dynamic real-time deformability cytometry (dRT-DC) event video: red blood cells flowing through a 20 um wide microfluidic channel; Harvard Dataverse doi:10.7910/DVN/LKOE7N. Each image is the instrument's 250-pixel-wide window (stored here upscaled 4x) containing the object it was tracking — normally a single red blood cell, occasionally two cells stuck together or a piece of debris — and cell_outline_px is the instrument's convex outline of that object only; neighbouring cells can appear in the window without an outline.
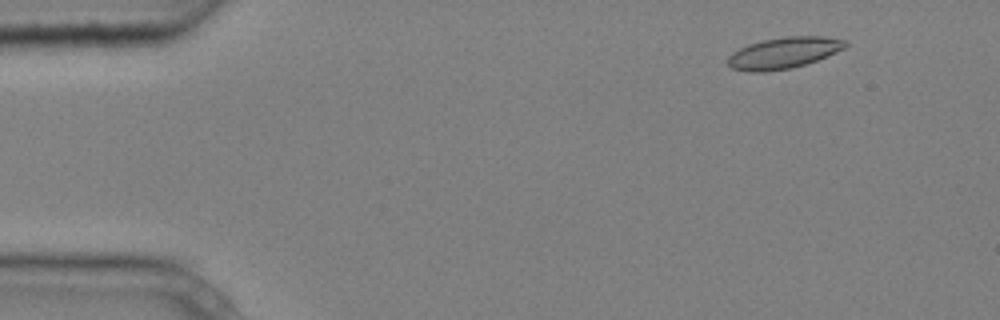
{"species": "common noctule bat (a hibernating species)", "species_latin": "Nyctalus noctula", "temperature_condition": "cold", "stored_images_in_passage": 4, "camera_frame_rate_fps": 3000, "um_per_image_px": 0.085, "animal": {"sex": "male", "body_mass_g": 20.4}, "frame": {"image": 1, "passage_image": 2, "time_ms": 0.333, "image_size_px": [1000, 320], "cell_outline_px": [[848, 44], [844, 48], [836, 52], [816, 60], [792, 68], [764, 72], [748, 72], [732, 68], [728, 64], [728, 56], [732, 52], [748, 44], [760, 40], [784, 36], [824, 36], [844, 40]], "centroid_in_image_um": [66.58, 4.49], "position_along_channel_um": 18.4, "area_um2": 21.44}}